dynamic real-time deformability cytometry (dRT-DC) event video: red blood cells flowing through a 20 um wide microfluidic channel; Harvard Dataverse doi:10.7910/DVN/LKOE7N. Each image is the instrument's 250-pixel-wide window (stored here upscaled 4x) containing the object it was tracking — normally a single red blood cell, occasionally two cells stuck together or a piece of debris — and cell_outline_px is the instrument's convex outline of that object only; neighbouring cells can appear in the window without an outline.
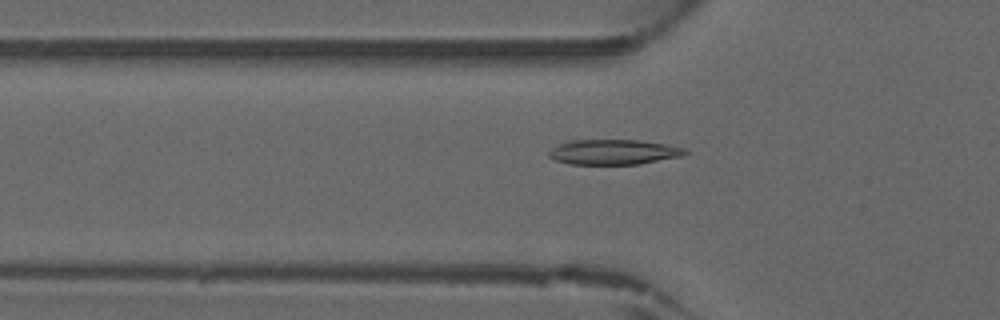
{"species": "common noctule bat (a hibernating species)", "species_latin": "Nyctalus noctula", "temperature_condition": "warm", "stored_images_in_passage": 21, "camera_frame_rate_fps": 3000, "um_per_image_px": 0.085, "animal": {"sex": "male", "forearm_length_mm": 52.5}, "frame": {"image": 1, "passage_image": 15, "time_ms": 4.667, "image_size_px": [1000, 320], "cell_outline_px": [[688, 152], [680, 156], [640, 164], [572, 164], [556, 160], [548, 156], [548, 152], [552, 148], [564, 140], [640, 140], [664, 144], [684, 148]], "centroid_in_image_um": [52.1, 12.91], "position_along_channel_um": 73.7, "area_um2": 19.83}}